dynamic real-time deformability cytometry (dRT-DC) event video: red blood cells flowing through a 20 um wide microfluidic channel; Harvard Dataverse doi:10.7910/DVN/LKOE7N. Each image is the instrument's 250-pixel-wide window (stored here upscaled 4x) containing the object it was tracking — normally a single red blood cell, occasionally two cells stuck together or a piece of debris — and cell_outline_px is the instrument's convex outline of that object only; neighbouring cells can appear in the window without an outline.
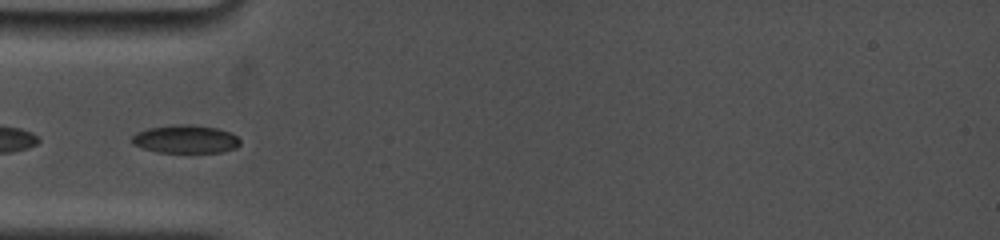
{"species": "common noctule bat (a hibernating species)", "species_latin": "Nyctalus noctula", "temperature_condition": "cold", "stored_images_in_passage": 2, "camera_frame_rate_fps": 5000, "um_per_image_px": 0.085, "animal": {"sex": "female", "body_mass_g": 19.0, "forearm_length_mm": 53.3}, "frame": {"image": 1, "passage_image": 1, "time_ms": 0.0, "image_size_px": [1000, 240], "cell_outline_px": [[240, 144], [236, 148], [224, 152], [156, 152], [132, 144], [132, 136], [136, 132], [148, 128], [172, 124], [188, 124], [216, 128], [228, 132], [236, 136], [240, 140]], "centroid_in_image_um": [15.75, 11.82], "position_along_channel_um": 69.2, "area_um2": 17.74}}